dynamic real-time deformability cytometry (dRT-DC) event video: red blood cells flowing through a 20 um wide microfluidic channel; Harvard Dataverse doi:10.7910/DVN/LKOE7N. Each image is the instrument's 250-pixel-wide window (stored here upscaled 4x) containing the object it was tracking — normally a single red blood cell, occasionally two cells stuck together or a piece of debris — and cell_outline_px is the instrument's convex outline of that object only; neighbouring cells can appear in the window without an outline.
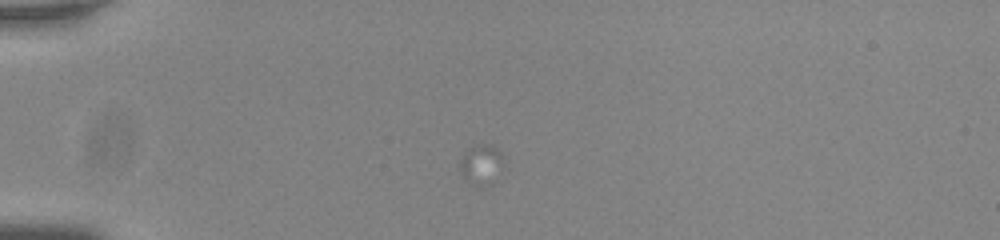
{"species": "common noctule bat (a hibernating species)", "species_latin": "Nyctalus noctula", "temperature_condition": "room temperature", "stored_images_in_passage": 3, "camera_frame_rate_fps": 3000, "um_per_image_px": 0.085, "animal": {"sex": "male", "body_mass_g": 20.0, "forearm_length_mm": 53.3}, "frame": {"image": 1, "passage_image": 1, "time_ms": 0.0, "image_size_px": [1000, 240], "cell_outline_px": [[504, 164], [496, 180], [492, 184], [484, 188], [480, 188], [468, 184], [460, 172], [460, 160], [464, 152], [468, 148], [476, 144], [492, 144], [500, 152]], "centroid_in_image_um": [40.9, 14.03], "position_along_channel_um": 44.1, "area_um2": 10.75}}